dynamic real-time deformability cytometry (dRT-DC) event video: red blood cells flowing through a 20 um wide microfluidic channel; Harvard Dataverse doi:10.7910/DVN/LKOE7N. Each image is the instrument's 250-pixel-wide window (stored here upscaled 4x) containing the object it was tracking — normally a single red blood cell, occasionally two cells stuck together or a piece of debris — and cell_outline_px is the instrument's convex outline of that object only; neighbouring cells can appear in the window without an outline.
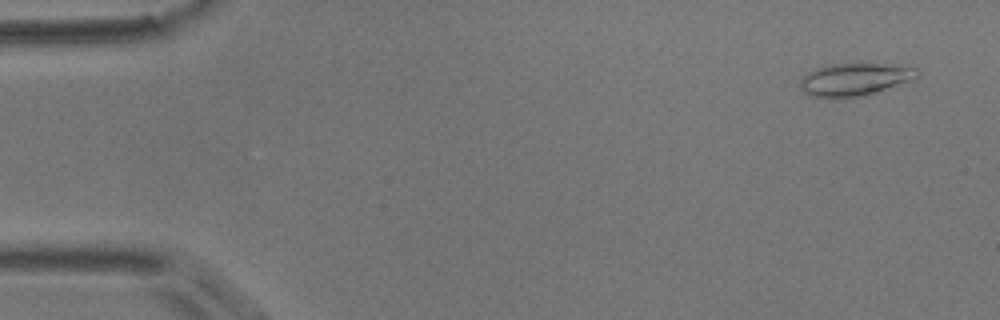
{"species": "common noctule bat (a hibernating species)", "species_latin": "Nyctalus noctula", "temperature_condition": "room temperature", "stored_images_in_passage": 13, "camera_frame_rate_fps": 3000, "um_per_image_px": 0.085, "animal": {"sex": "male", "body_mass_g": 17.9}, "frame": {"image": 1, "passage_image": 3, "time_ms": 0.667, "image_size_px": [1000, 320], "cell_outline_px": [[920, 76], [876, 92], [860, 96], [812, 96], [804, 92], [800, 88], [800, 80], [808, 72], [816, 68], [828, 64], [888, 64], [916, 68], [920, 72]], "centroid_in_image_um": [72.64, 6.72], "position_along_channel_um": 12.4, "area_um2": 21.62}}